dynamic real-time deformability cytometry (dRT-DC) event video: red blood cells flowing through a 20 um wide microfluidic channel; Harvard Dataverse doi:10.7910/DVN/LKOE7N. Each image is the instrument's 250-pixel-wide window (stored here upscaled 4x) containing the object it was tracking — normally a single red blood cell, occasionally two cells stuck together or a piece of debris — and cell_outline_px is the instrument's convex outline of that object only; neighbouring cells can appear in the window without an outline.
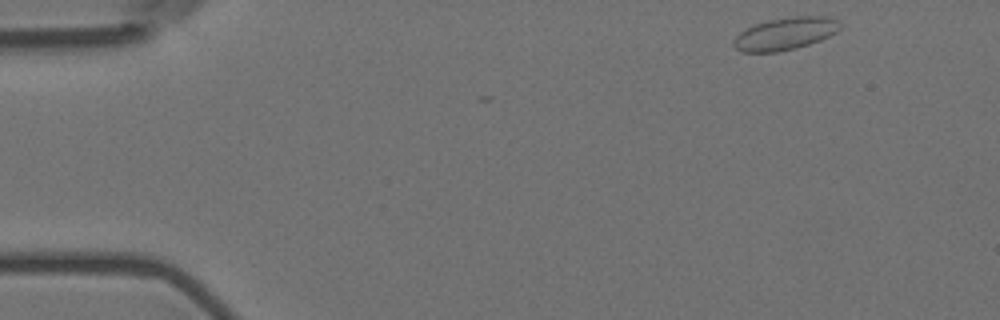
{"species": "Egyptian fruit bat (a non-hibernating species)", "species_latin": "Rousettus aegyptiacus", "temperature_condition": "room temperature", "stored_images_in_passage": 4, "camera_frame_rate_fps": 3000, "um_per_image_px": 0.085, "animal": {"sex": "female"}, "frame": {"image": 1, "passage_image": 1, "time_ms": 0.0, "image_size_px": [1000, 320], "cell_outline_px": [[840, 28], [836, 32], [820, 40], [796, 48], [776, 52], [740, 52], [732, 44], [732, 40], [740, 32], [756, 24], [768, 20], [792, 16], [828, 16], [836, 20], [840, 24]], "centroid_in_image_um": [66.72, 2.86], "position_along_channel_um": 18.3, "area_um2": 20.0}}